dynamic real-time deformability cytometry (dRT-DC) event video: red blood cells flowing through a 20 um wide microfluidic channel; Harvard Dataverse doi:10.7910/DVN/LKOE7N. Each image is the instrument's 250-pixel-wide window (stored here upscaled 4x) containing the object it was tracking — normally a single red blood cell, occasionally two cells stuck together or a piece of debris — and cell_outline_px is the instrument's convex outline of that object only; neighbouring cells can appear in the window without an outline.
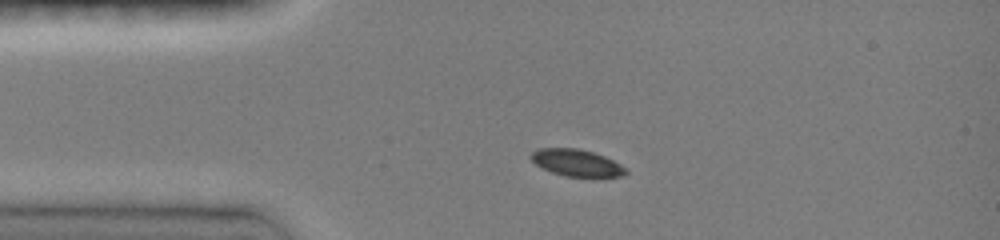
{"species": "common noctule bat (a hibernating species)", "species_latin": "Nyctalus noctula", "temperature_condition": "room temperature", "stored_images_in_passage": 59, "camera_frame_rate_fps": 3000, "um_per_image_px": 0.085, "animal": {"sex": "female", "body_mass_g": 19.0, "forearm_length_mm": 51.5}, "frame": {"image": 1, "passage_image": 1, "time_ms": 0.0, "image_size_px": [1000, 240], "cell_outline_px": [[628, 172], [624, 176], [564, 176], [540, 168], [528, 156], [536, 148], [576, 148], [592, 152], [604, 156], [620, 164]], "centroid_in_image_um": [48.95, 13.83], "position_along_channel_um": 36.1, "area_um2": 14.74}}
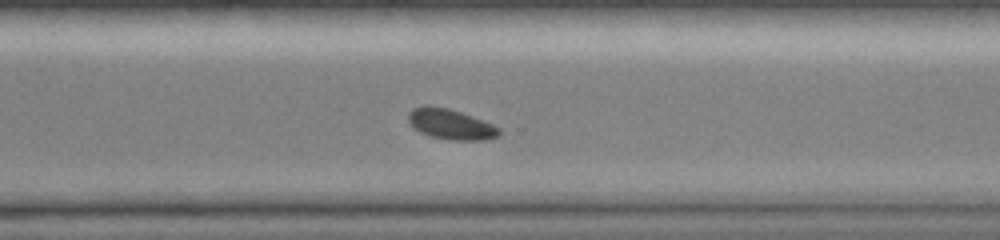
{"frame": {"image": 2, "passage_image": 36, "time_ms": 8.0, "image_size_px": [1000, 240], "cell_outline_px": [[500, 136], [484, 140], [448, 140], [428, 136], [420, 132], [408, 120], [408, 112], [412, 108], [424, 104], [428, 104], [448, 108], [472, 116], [492, 124], [500, 128]], "centroid_in_image_um": [38.29, 10.55], "position_along_channel_um": 332.3, "area_um2": 16.24}}
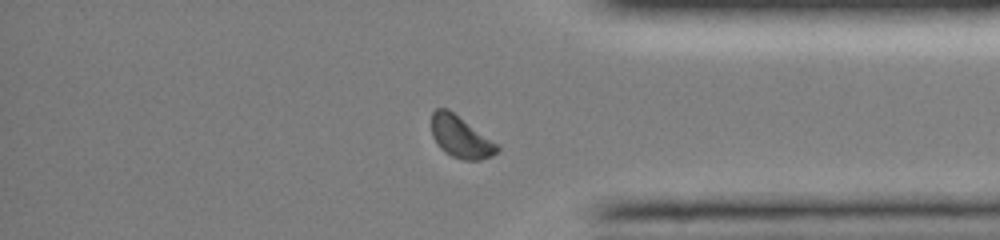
{"frame": {"image": 3, "passage_image": 44, "time_ms": 9.667, "image_size_px": [1000, 240], "cell_outline_px": [[500, 148], [492, 156], [480, 160], [464, 160], [452, 156], [444, 152], [436, 144], [432, 136], [432, 112], [436, 108], [448, 108], [496, 144]], "centroid_in_image_um": [39.1, 11.64], "position_along_channel_um": 396.1, "area_um2": 15.72}, "authors_computed_cell_mechanics": {"area_um2": 16.1262, "velocity_mm_per_s": 4.0186, "shape_relaxation_time_tau1_ms": 1.3528, "shape_relaxation_time_tau2_ms": null, "deformation_change_tau1": 0.0693, "deformation_change_tau2": null}}